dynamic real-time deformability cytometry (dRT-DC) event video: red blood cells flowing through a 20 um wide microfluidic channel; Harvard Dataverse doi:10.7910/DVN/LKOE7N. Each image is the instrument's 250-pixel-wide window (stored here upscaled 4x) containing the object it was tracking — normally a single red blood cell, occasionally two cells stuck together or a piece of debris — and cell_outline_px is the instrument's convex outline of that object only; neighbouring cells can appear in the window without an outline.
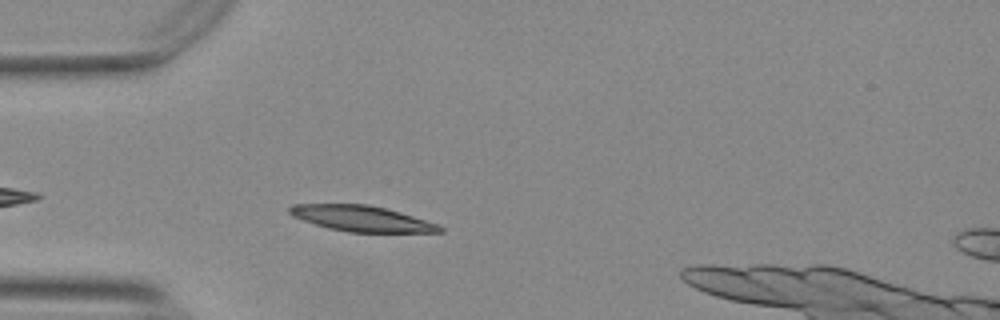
{"species": "Egyptian fruit bat (a non-hibernating species)", "species_latin": "Rousettus aegyptiacus", "temperature_condition": "warm", "stored_images_in_passage": 33, "camera_frame_rate_fps": 3000, "um_per_image_px": 0.085, "animal": {"sex": "female"}, "frame": {"image": 1, "passage_image": 4, "time_ms": 1.0, "image_size_px": [1000, 320], "cell_outline_px": [[444, 232], [348, 232], [328, 228], [292, 216], [288, 212], [288, 208], [292, 204], [368, 204], [400, 212], [436, 224], [444, 228]], "centroid_in_image_um": [30.7, 18.57], "position_along_channel_um": 54.3, "area_um2": 22.25}}
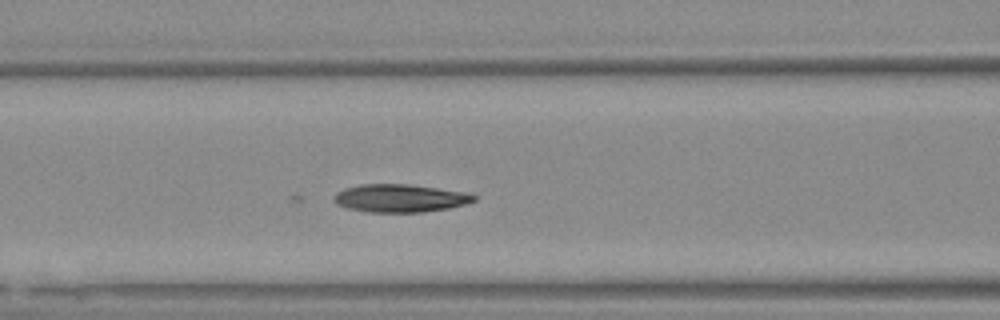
{"frame": {"image": 2, "passage_image": 11, "time_ms": 3.333, "image_size_px": [1000, 320], "cell_outline_px": [[476, 200], [464, 204], [448, 208], [424, 212], [368, 212], [348, 208], [336, 204], [332, 200], [332, 196], [336, 192], [344, 188], [360, 184], [408, 184], [464, 192], [476, 196]], "centroid_in_image_um": [33.93, 16.84], "position_along_channel_um": 132.7, "area_um2": 22.77}}
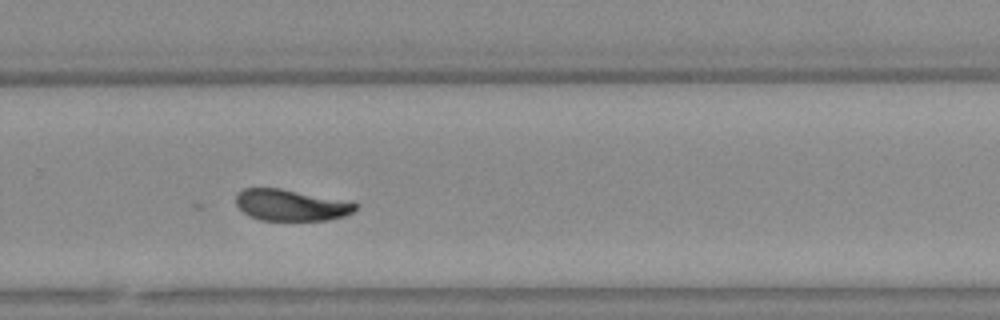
{"frame": {"image": 3, "passage_image": 25, "time_ms": 8.0, "image_size_px": [1000, 320], "cell_outline_px": [[356, 208], [352, 212], [344, 216], [328, 220], [260, 220], [248, 216], [236, 204], [236, 196], [244, 188], [280, 188], [352, 200], [356, 204]], "centroid_in_image_um": [24.78, 17.42], "position_along_channel_um": 305.0, "area_um2": 22.08}}